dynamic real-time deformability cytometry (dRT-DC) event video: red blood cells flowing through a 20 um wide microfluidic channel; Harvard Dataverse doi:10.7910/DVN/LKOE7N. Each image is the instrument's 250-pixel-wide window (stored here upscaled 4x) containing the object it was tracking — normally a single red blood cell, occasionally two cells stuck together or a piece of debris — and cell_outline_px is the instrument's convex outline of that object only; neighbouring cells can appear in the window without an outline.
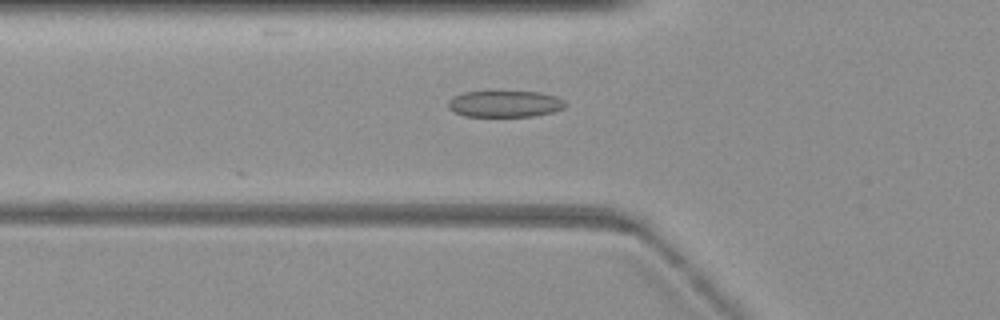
{"species": "common noctule bat (a hibernating species)", "species_latin": "Nyctalus noctula", "temperature_condition": "warm", "stored_images_in_passage": 44, "camera_frame_rate_fps": 3000, "um_per_image_px": 0.085, "animal": {"sex": "female", "body_mass_g": 19.3, "forearm_length_mm": 54.1}, "frame": {"image": 1, "passage_image": 26, "time_ms": 8.333, "image_size_px": [1000, 320], "cell_outline_px": [[568, 104], [564, 108], [552, 112], [532, 116], [464, 116], [452, 112], [448, 108], [448, 100], [452, 96], [464, 92], [540, 92], [556, 96], [564, 100]], "centroid_in_image_um": [42.9, 8.83], "position_along_channel_um": 82.9, "area_um2": 18.15}}
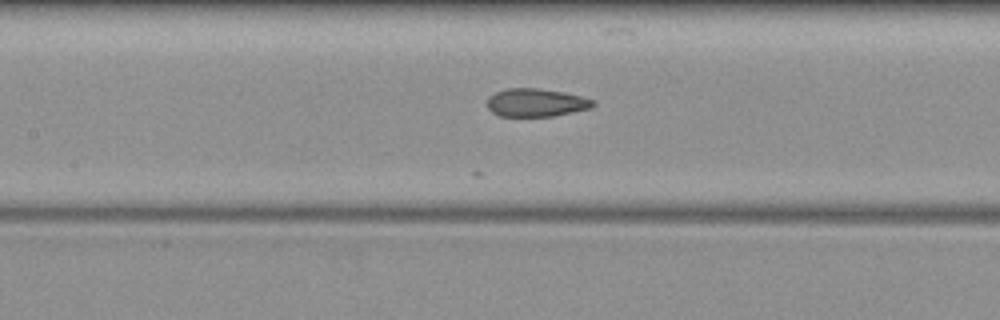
{"frame": {"image": 2, "passage_image": 34, "time_ms": 11.0, "image_size_px": [1000, 320], "cell_outline_px": [[596, 104], [592, 108], [552, 116], [500, 116], [492, 112], [488, 108], [488, 96], [496, 92], [508, 88], [540, 88], [564, 92], [596, 100]], "centroid_in_image_um": [45.59, 8.71], "position_along_channel_um": 161.8, "area_um2": 17.4}}
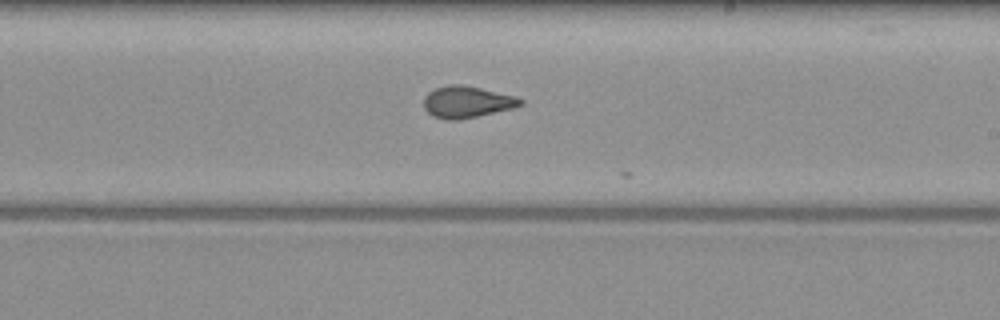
{"frame": {"image": 3, "passage_image": 43, "time_ms": 14.0, "image_size_px": [1000, 320], "cell_outline_px": [[524, 104], [512, 108], [460, 120], [444, 120], [432, 116], [424, 108], [424, 96], [428, 92], [436, 88], [448, 84], [460, 84], [480, 88], [516, 96], [524, 100]], "centroid_in_image_um": [39.67, 8.67], "position_along_channel_um": 249.3, "area_um2": 17.92}}